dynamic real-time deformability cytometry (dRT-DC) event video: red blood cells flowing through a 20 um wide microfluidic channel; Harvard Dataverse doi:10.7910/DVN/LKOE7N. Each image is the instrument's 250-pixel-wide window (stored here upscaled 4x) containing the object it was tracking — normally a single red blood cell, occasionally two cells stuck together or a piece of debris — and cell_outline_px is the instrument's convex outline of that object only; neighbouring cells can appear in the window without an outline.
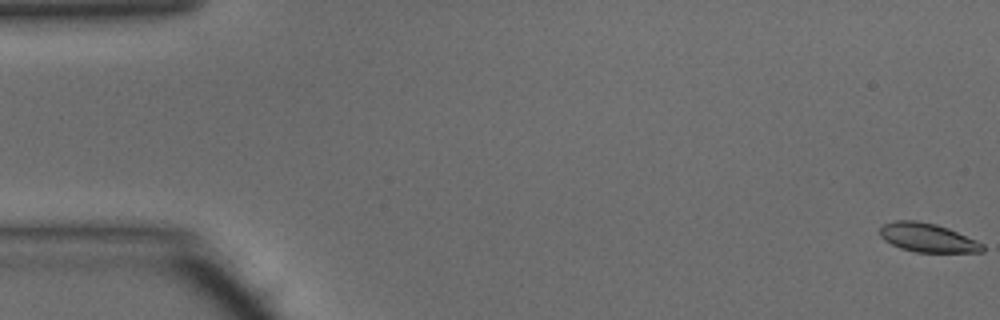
{"species": "common noctule bat (a hibernating species)", "species_latin": "Nyctalus noctula", "temperature_condition": "warm", "stored_images_in_passage": 49, "camera_frame_rate_fps": 3000, "um_per_image_px": 0.085, "animal": {"sex": "male", "body_mass_g": 15.6}, "frame": {"image": 1, "passage_image": 1, "time_ms": 0.0, "image_size_px": [1000, 320], "cell_outline_px": [[984, 252], [916, 252], [900, 248], [884, 240], [880, 236], [880, 228], [884, 224], [896, 220], [916, 220], [936, 224], [948, 228], [976, 240], [984, 244]], "centroid_in_image_um": [78.85, 20.2], "position_along_channel_um": 6.2, "area_um2": 17.22}}
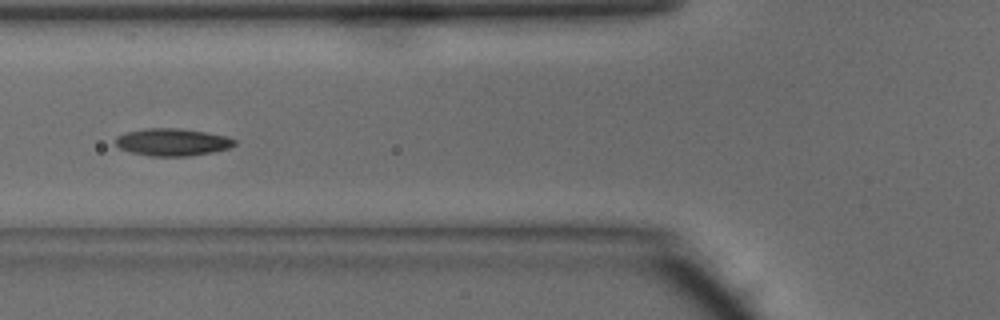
{"frame": {"image": 2, "passage_image": 19, "time_ms": 6.0, "image_size_px": [1000, 320], "cell_outline_px": [[236, 144], [228, 148], [212, 152], [188, 156], [152, 156], [132, 152], [120, 148], [116, 144], [116, 136], [124, 132], [148, 128], [180, 128], [204, 132], [224, 136], [236, 140]], "centroid_in_image_um": [14.63, 12.07], "position_along_channel_um": 111.2, "area_um2": 18.79}}
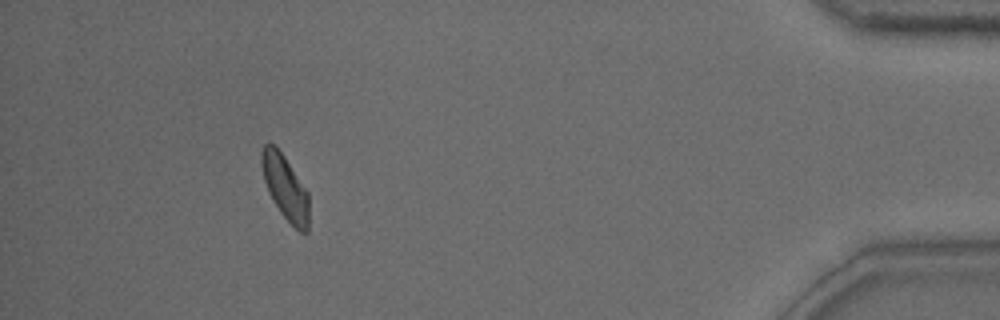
{"frame": {"image": 3, "passage_image": 45, "time_ms": 14.667, "image_size_px": [1000, 320], "cell_outline_px": [[308, 232], [300, 232], [280, 212], [272, 200], [268, 192], [264, 180], [260, 164], [260, 152], [264, 144], [276, 144], [308, 192]], "centroid_in_image_um": [24.21, 15.89], "position_along_channel_um": 411.0, "area_um2": 17.8}, "authors_computed_cell_mechanics": {"area_um2": 17.9758, "velocity_mm_per_s": 4.1661, "shape_relaxation_time_tau1_ms": 3.7303, "shape_relaxation_time_tau2_ms": 11.2164, "deformation_change_tau1": 0.1226, "deformation_change_tau2": 0.1979}}